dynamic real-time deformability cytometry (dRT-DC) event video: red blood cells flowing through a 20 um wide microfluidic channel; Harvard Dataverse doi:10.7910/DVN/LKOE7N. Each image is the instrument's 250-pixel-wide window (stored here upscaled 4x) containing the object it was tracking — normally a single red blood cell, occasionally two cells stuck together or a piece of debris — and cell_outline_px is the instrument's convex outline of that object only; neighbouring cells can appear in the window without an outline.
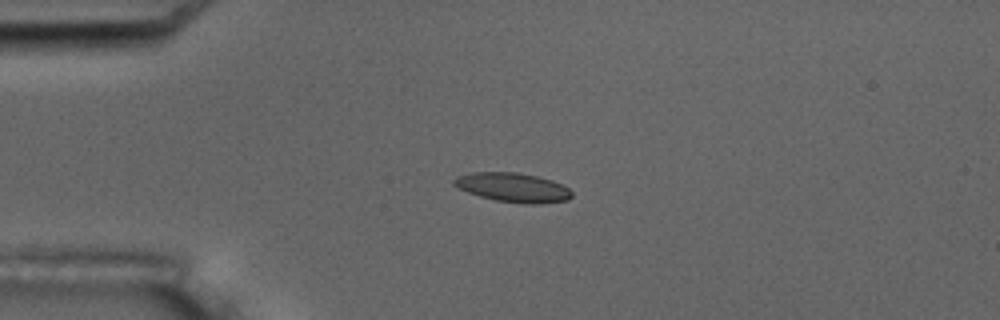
{"species": "common noctule bat (a hibernating species)", "species_latin": "Nyctalus noctula", "temperature_condition": "room temperature", "stored_images_in_passage": 6, "camera_frame_rate_fps": 3000, "um_per_image_px": 0.085, "animal": {"sex": "male", "body_mass_g": 17.5, "forearm_length_mm": 52.3}, "frame": {"image": 1, "passage_image": 5, "time_ms": 4.667, "image_size_px": [1000, 320], "cell_outline_px": [[572, 196], [568, 200], [536, 204], [524, 204], [496, 200], [480, 196], [468, 192], [452, 184], [452, 180], [456, 176], [472, 172], [516, 172], [536, 176], [552, 180], [568, 188], [572, 192]], "centroid_in_image_um": [43.59, 15.93], "position_along_channel_um": 41.4, "area_um2": 20.0}}